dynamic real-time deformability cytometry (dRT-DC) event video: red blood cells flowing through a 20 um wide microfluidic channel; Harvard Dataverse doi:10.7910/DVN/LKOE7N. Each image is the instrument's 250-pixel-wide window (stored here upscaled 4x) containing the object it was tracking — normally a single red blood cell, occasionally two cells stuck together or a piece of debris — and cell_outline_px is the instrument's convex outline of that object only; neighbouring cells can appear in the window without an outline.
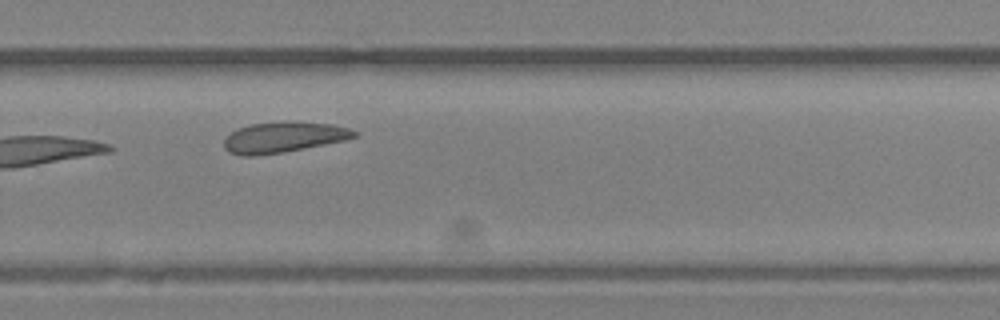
{"species": "Egyptian fruit bat (a non-hibernating species)", "species_latin": "Rousettus aegyptiacus", "temperature_condition": "room temperature", "stored_images_in_passage": 26, "camera_frame_rate_fps": 3000, "um_per_image_px": 0.085, "animal": {"sex": "female"}, "frame": {"image": 1, "passage_image": 19, "time_ms": 6.0, "image_size_px": [1000, 320], "cell_outline_px": [[356, 136], [344, 140], [280, 152], [256, 156], [244, 156], [228, 152], [224, 148], [224, 140], [236, 128], [252, 124], [332, 124], [348, 128], [356, 132]], "centroid_in_image_um": [24.01, 11.71], "position_along_channel_um": 305.8, "area_um2": 21.91}}